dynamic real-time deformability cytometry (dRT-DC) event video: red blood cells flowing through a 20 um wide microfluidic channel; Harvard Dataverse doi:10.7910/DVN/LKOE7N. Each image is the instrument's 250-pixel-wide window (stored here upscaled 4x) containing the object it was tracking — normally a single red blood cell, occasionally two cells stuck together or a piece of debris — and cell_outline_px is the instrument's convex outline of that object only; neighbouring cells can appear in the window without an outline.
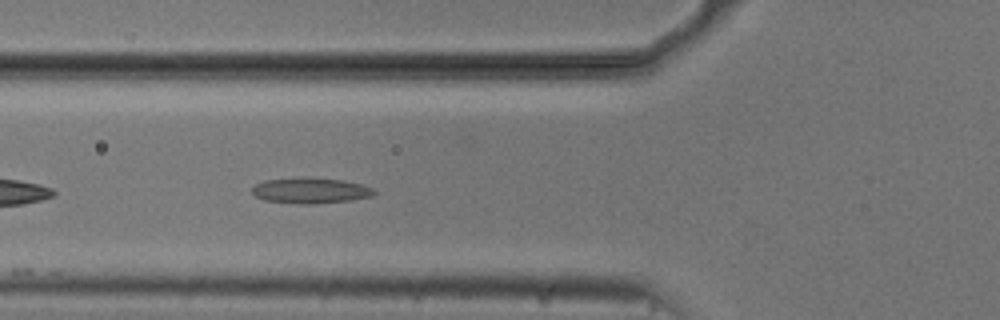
{"species": "common noctule bat (a hibernating species)", "species_latin": "Nyctalus noctula", "temperature_condition": "cold", "stored_images_in_passage": 11, "camera_frame_rate_fps": 3000, "um_per_image_px": 0.085, "animal": {"sex": "male", "body_mass_g": 20.5, "forearm_length_mm": 52.5}, "frame": {"image": 1, "passage_image": 5, "time_ms": 1.333, "image_size_px": [1000, 320], "cell_outline_px": [[376, 192], [372, 196], [352, 200], [312, 204], [296, 204], [264, 200], [256, 196], [252, 192], [252, 188], [256, 184], [264, 180], [344, 180], [360, 184], [372, 188]], "centroid_in_image_um": [26.41, 16.25], "position_along_channel_um": 99.4, "area_um2": 17.34}}
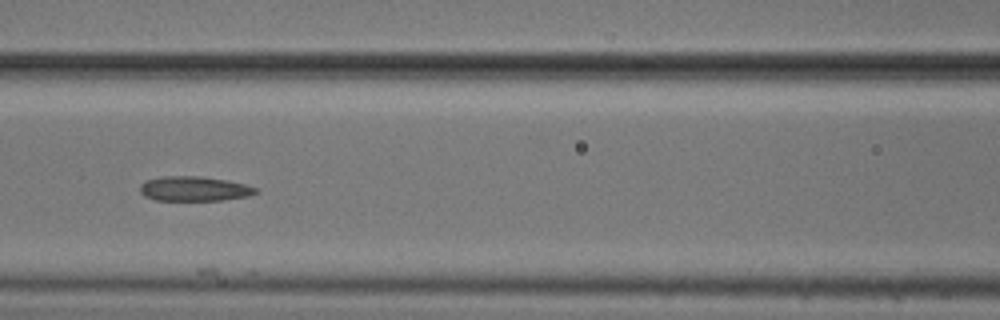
{"frame": {"image": 2, "passage_image": 9, "time_ms": 2.667, "image_size_px": [1000, 320], "cell_outline_px": [[260, 192], [248, 196], [224, 200], [156, 200], [144, 196], [140, 192], [140, 184], [144, 180], [164, 176], [204, 176], [244, 184], [260, 188]], "centroid_in_image_um": [16.52, 16.04], "position_along_channel_um": 150.1, "area_um2": 16.82}}